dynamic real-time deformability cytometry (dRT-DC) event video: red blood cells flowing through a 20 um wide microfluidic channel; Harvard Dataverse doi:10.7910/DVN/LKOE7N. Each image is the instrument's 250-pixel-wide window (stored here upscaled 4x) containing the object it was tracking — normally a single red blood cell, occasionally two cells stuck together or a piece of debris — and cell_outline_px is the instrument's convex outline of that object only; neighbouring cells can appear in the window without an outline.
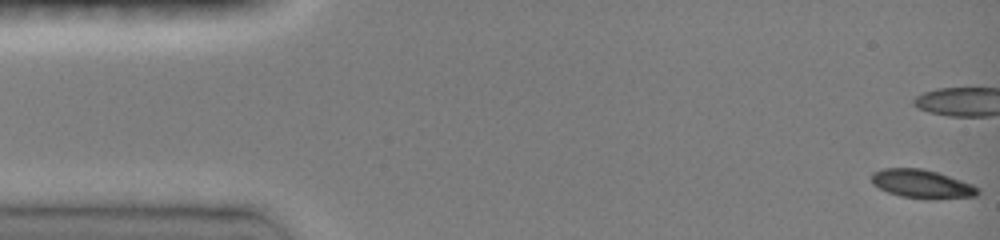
{"species": "common noctule bat (a hibernating species)", "species_latin": "Nyctalus noctula", "temperature_condition": "room temperature", "stored_images_in_passage": 68, "camera_frame_rate_fps": 3000, "um_per_image_px": 0.085, "animal": {"sex": "female", "body_mass_g": 19.0, "forearm_length_mm": 51.5}, "frame": {"image": 1, "passage_image": 1, "time_ms": 0.0, "image_size_px": [1000, 240], "cell_outline_px": [[980, 192], [976, 196], [900, 196], [888, 192], [872, 184], [872, 172], [884, 168], [920, 168], [936, 172], [972, 184], [980, 188]], "centroid_in_image_um": [78.3, 15.57], "position_along_channel_um": 6.7, "area_um2": 16.65}, "authors_computed_cell_mechanics": {"area_um2": 18.2359, "velocity_mm_per_s": 4.1427, "shape_relaxation_time_tau1_ms": 5.9844, "shape_relaxation_time_tau2_ms": 5.5342, "deformation_change_tau1": 0.1589, "deformation_change_tau2": 0.0691}}